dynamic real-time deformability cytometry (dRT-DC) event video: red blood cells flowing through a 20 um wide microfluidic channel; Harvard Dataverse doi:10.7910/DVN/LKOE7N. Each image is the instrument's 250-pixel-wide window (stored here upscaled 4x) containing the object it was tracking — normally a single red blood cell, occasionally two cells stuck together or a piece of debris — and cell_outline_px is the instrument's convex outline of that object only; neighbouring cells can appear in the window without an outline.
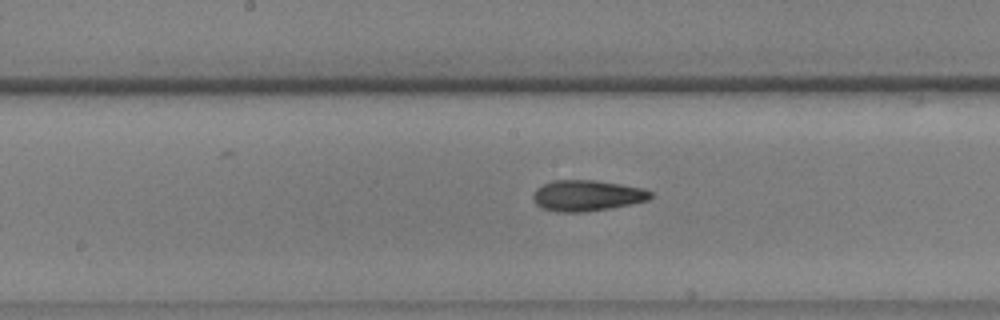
{"species": "common noctule bat (a hibernating species)", "species_latin": "Nyctalus noctula", "temperature_condition": "warm", "stored_images_in_passage": 37, "camera_frame_rate_fps": 3000, "um_per_image_px": 0.085, "animal": {"sex": "male", "body_mass_g": 17.9, "forearm_length_mm": 54.2}, "frame": {"image": 1, "passage_image": 11, "time_ms": 3.333, "image_size_px": [1000, 320], "cell_outline_px": [[652, 196], [648, 200], [608, 208], [584, 212], [556, 212], [544, 208], [536, 204], [532, 200], [532, 196], [536, 188], [552, 180], [596, 180], [644, 188], [652, 192]], "centroid_in_image_um": [49.86, 16.61], "position_along_channel_um": 198.3, "area_um2": 21.1}}
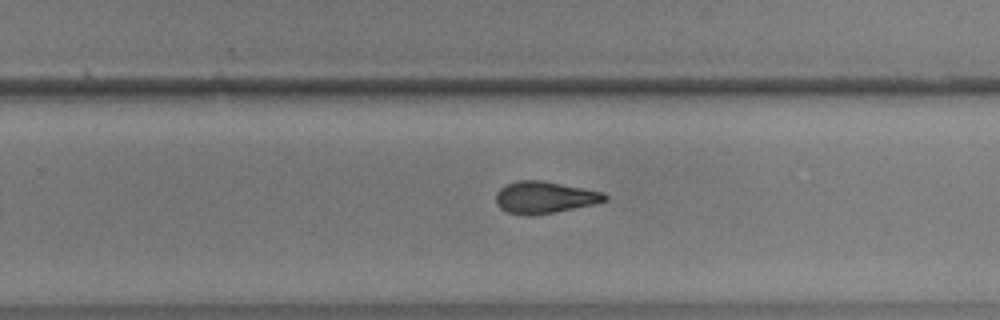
{"frame": {"image": 2, "passage_image": 18, "time_ms": 5.667, "image_size_px": [1000, 320], "cell_outline_px": [[608, 200], [596, 204], [556, 212], [532, 216], [524, 216], [508, 212], [500, 208], [496, 204], [496, 192], [504, 184], [516, 180], [544, 180], [604, 192], [608, 196]], "centroid_in_image_um": [46.29, 16.78], "position_along_channel_um": 283.5, "area_um2": 20.75}}
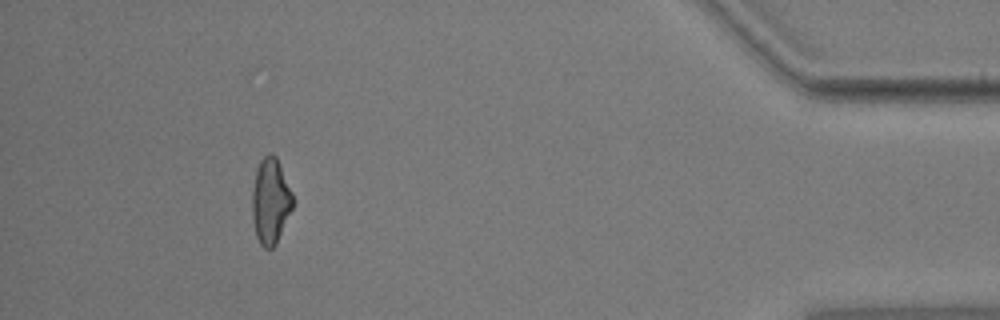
{"frame": {"image": 3, "passage_image": 33, "time_ms": 10.667, "image_size_px": [1000, 320], "cell_outline_px": [[292, 208], [276, 244], [272, 248], [264, 248], [260, 244], [256, 236], [252, 216], [252, 188], [256, 168], [260, 160], [268, 152], [272, 152], [276, 156], [292, 192]], "centroid_in_image_um": [22.97, 17.06], "position_along_channel_um": 412.2, "area_um2": 20.29}}